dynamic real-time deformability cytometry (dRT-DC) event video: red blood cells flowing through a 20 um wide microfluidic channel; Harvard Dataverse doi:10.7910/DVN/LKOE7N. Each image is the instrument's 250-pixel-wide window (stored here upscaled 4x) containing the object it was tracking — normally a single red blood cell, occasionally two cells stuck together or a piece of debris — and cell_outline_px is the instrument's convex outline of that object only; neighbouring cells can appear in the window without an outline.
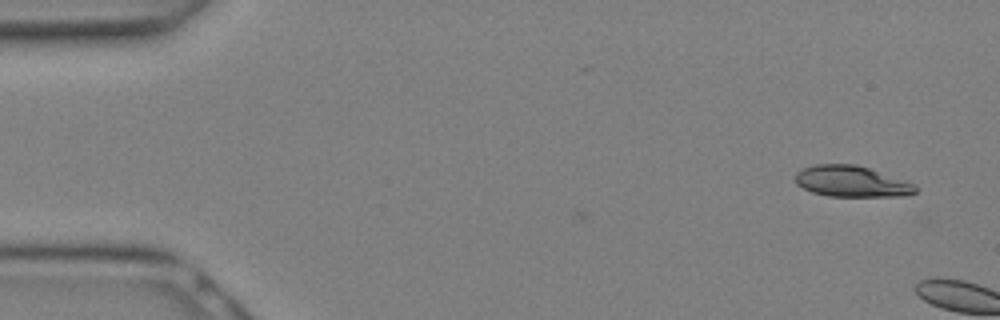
{"species": "Egyptian fruit bat (a non-hibernating species)", "species_latin": "Rousettus aegyptiacus", "temperature_condition": "warm", "stored_images_in_passage": 3, "camera_frame_rate_fps": 3000, "um_per_image_px": 0.085, "animal": {"sex": "female"}, "frame": {"image": 1, "passage_image": 3, "time_ms": 0.667, "image_size_px": [1000, 320], "cell_outline_px": [[916, 192], [904, 196], [828, 196], [812, 192], [796, 184], [796, 172], [804, 168], [816, 164], [856, 164], [916, 184]], "centroid_in_image_um": [72.38, 15.42], "position_along_channel_um": 12.6, "area_um2": 21.56}}